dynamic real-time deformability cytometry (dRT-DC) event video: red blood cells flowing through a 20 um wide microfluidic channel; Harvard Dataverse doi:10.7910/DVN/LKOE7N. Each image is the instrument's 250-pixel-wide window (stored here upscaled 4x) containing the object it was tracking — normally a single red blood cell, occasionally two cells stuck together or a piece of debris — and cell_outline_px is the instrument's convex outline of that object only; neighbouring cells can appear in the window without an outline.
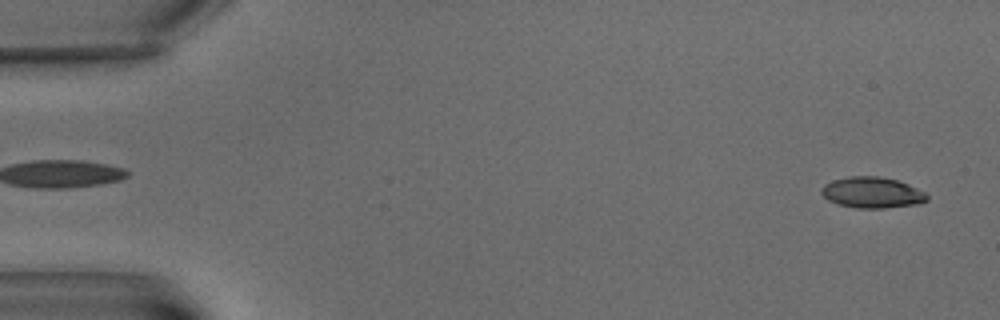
{"species": "common noctule bat (a hibernating species)", "species_latin": "Nyctalus noctula", "temperature_condition": "warm", "stored_images_in_passage": 4, "camera_frame_rate_fps": 3000, "um_per_image_px": 0.085, "animal": {"sex": "male", "body_mass_g": 15.6}, "frame": {"image": 1, "passage_image": 4, "time_ms": 6.333, "image_size_px": [1000, 320], "cell_outline_px": [[928, 200], [920, 204], [884, 208], [856, 208], [836, 204], [828, 200], [820, 192], [820, 188], [824, 184], [832, 180], [848, 176], [876, 176], [896, 180], [908, 184], [924, 192], [928, 196]], "centroid_in_image_um": [74.1, 16.37], "position_along_channel_um": 10.9, "area_um2": 19.19}}